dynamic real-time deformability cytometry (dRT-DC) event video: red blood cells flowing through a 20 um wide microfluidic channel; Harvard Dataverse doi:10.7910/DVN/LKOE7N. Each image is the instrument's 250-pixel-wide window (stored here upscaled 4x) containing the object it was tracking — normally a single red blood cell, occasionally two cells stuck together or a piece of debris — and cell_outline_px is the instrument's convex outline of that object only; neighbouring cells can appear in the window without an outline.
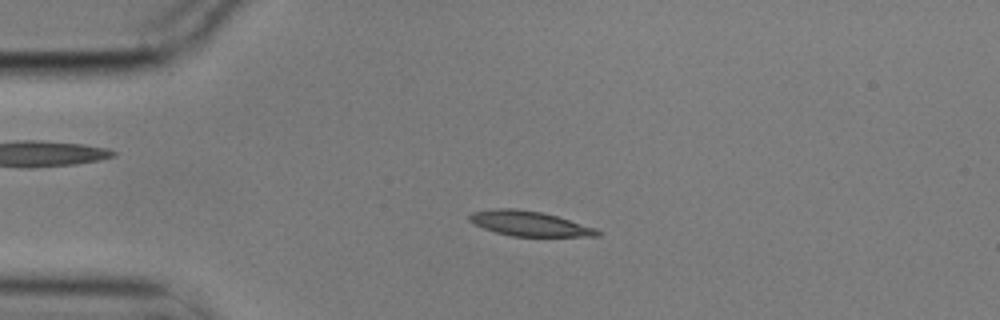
{"species": "common noctule bat (a hibernating species)", "species_latin": "Nyctalus noctula", "temperature_condition": "cold", "stored_images_in_passage": 3, "camera_frame_rate_fps": 3000, "um_per_image_px": 0.085, "animal": {"sex": "male", "body_mass_g": 17.9}, "frame": {"image": 1, "passage_image": 3, "time_ms": 0.667, "image_size_px": [1000, 320], "cell_outline_px": [[600, 236], [512, 236], [496, 232], [484, 228], [468, 220], [468, 216], [472, 212], [496, 208], [516, 208], [540, 212], [556, 216], [596, 228], [600, 232]], "centroid_in_image_um": [44.97, 19.0], "position_along_channel_um": 40.0, "area_um2": 18.32}}